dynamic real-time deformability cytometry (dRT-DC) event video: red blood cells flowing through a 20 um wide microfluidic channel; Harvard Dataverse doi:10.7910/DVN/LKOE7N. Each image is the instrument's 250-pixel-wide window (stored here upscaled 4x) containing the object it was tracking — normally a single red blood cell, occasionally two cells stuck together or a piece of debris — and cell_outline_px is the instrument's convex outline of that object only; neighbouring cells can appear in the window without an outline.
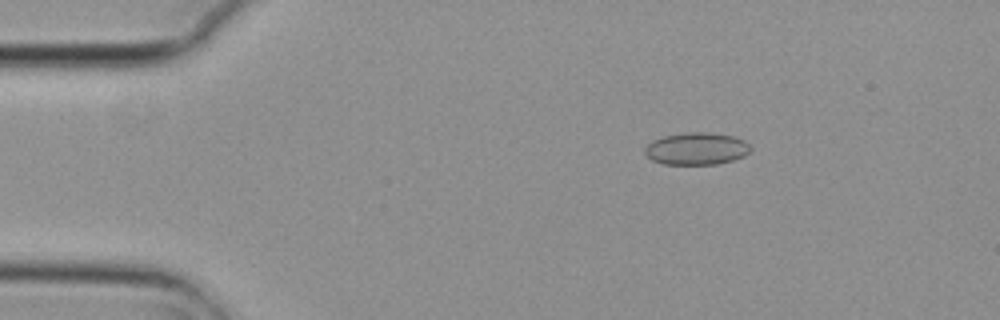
{"species": "common noctule bat (a hibernating species)", "species_latin": "Nyctalus noctula", "temperature_condition": "cold", "stored_images_in_passage": 5, "camera_frame_rate_fps": 3000, "um_per_image_px": 0.085, "animal": {"sex": "female", "body_mass_g": 29.2, "forearm_length_mm": 56.3}, "frame": {"image": 1, "passage_image": 3, "time_ms": 0.667, "image_size_px": [1000, 320], "cell_outline_px": [[752, 148], [744, 156], [732, 160], [716, 164], [664, 164], [652, 160], [644, 152], [644, 148], [652, 140], [664, 136], [684, 132], [708, 132], [732, 136], [744, 140]], "centroid_in_image_um": [59.19, 12.63], "position_along_channel_um": 25.8, "area_um2": 19.83}}